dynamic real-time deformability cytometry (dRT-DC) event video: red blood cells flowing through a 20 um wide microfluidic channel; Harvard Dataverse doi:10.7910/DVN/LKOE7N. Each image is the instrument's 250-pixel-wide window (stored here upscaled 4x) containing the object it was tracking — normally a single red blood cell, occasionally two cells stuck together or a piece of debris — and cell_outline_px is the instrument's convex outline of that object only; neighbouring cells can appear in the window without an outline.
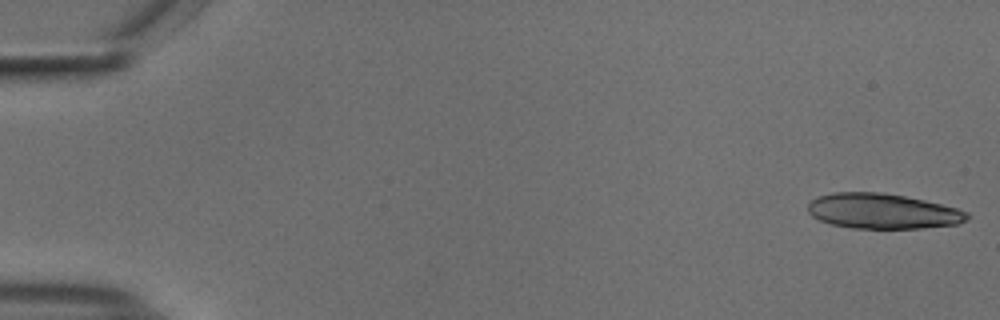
{"species": "common noctule bat (a hibernating species)", "species_latin": "Nyctalus noctula", "temperature_condition": "cold", "stored_images_in_passage": 54, "segment_of_instrument_passage": [1, 2], "camera_frame_rate_fps": 3000, "um_per_image_px": 0.085, "animal": {"sex": "male", "body_mass_g": 18.8}, "frame": {"image": 1, "passage_image": 1, "time_ms": 0.0, "image_size_px": [1000, 320], "cell_outline_px": [[968, 220], [956, 224], [924, 228], [852, 228], [832, 224], [820, 220], [812, 216], [808, 212], [808, 204], [812, 200], [820, 196], [832, 192], [884, 192], [924, 200], [956, 208], [968, 212]], "centroid_in_image_um": [75.02, 17.94], "position_along_channel_um": 10.0, "area_um2": 32.54}}